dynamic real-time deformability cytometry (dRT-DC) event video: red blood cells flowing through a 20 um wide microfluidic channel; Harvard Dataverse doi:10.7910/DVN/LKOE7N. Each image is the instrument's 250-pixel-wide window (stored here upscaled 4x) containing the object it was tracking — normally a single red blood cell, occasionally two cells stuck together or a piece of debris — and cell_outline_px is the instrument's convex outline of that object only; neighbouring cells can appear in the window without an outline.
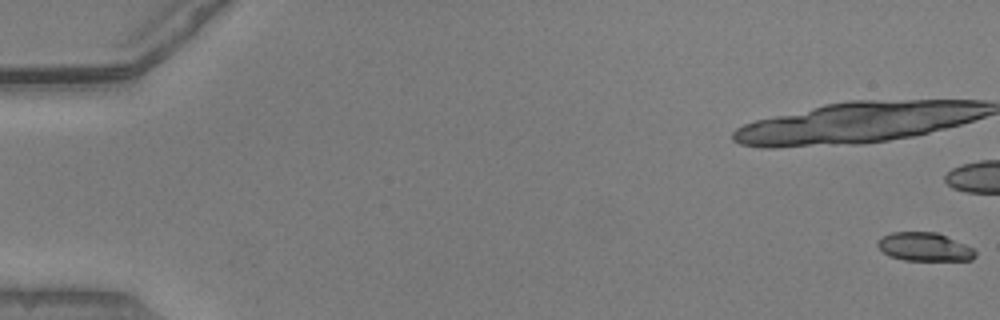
{"species": "common noctule bat (a hibernating species)", "species_latin": "Nyctalus noctula", "temperature_condition": "warm", "stored_images_in_passage": 26, "camera_frame_rate_fps": 3000, "um_per_image_px": 0.085, "animal": {"sex": "male", "body_mass_g": 20.5, "forearm_length_mm": 52.5}, "frame": {"image": 1, "passage_image": 1, "time_ms": 0.0, "image_size_px": [1000, 320], "cell_outline_px": [[976, 256], [972, 260], [904, 260], [888, 256], [876, 244], [880, 236], [892, 232], [936, 232], [964, 244], [972, 248], [976, 252]], "centroid_in_image_um": [78.54, 20.98], "position_along_channel_um": 6.5, "area_um2": 16.13}}